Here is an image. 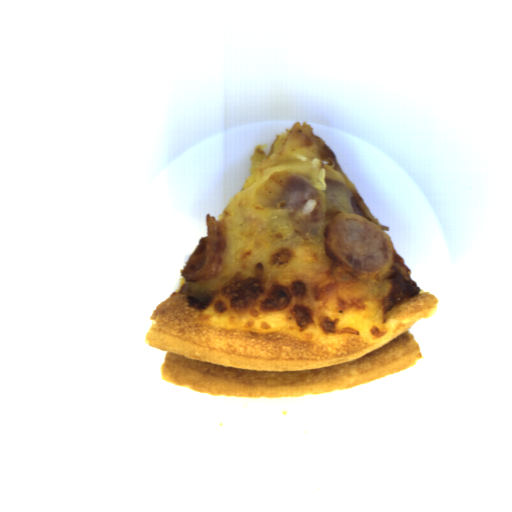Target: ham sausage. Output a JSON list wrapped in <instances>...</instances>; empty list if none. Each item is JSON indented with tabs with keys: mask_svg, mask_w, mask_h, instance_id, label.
Instances as JSON below:
<instances>
[{
	"mask_svg": "<svg viewBox=\"0 0 512 512\" xmlns=\"http://www.w3.org/2000/svg\"><path fill=\"white\" fill-rule=\"evenodd\" d=\"M277 200H286L285 207L294 209H300L307 200H315L316 205L310 212V217L312 221L323 217L321 193L312 184L295 176L288 179L273 202L275 203Z\"/></svg>",
	"mask_w": 512,
	"mask_h": 512,
	"instance_id": "b0c6462f",
	"label": "ham sausage"
},
{
	"mask_svg": "<svg viewBox=\"0 0 512 512\" xmlns=\"http://www.w3.org/2000/svg\"><path fill=\"white\" fill-rule=\"evenodd\" d=\"M325 183V195L329 205L338 211H346L350 214H358L367 220L372 221L357 201L354 193L344 182L331 179L326 176Z\"/></svg>",
	"mask_w": 512,
	"mask_h": 512,
	"instance_id": "ce85e706",
	"label": "ham sausage"
},
{
	"mask_svg": "<svg viewBox=\"0 0 512 512\" xmlns=\"http://www.w3.org/2000/svg\"><path fill=\"white\" fill-rule=\"evenodd\" d=\"M207 236L199 239L197 247L179 270L187 282L204 283L215 280L220 272L222 260L228 248V238L218 218L205 214Z\"/></svg>",
	"mask_w": 512,
	"mask_h": 512,
	"instance_id": "77c602ba",
	"label": "ham sausage"
},
{
	"mask_svg": "<svg viewBox=\"0 0 512 512\" xmlns=\"http://www.w3.org/2000/svg\"><path fill=\"white\" fill-rule=\"evenodd\" d=\"M332 234L336 235V251L355 269L372 273L389 260L387 238L370 222L346 218Z\"/></svg>",
	"mask_w": 512,
	"mask_h": 512,
	"instance_id": "0cea0756",
	"label": "ham sausage"
}]
</instances>
